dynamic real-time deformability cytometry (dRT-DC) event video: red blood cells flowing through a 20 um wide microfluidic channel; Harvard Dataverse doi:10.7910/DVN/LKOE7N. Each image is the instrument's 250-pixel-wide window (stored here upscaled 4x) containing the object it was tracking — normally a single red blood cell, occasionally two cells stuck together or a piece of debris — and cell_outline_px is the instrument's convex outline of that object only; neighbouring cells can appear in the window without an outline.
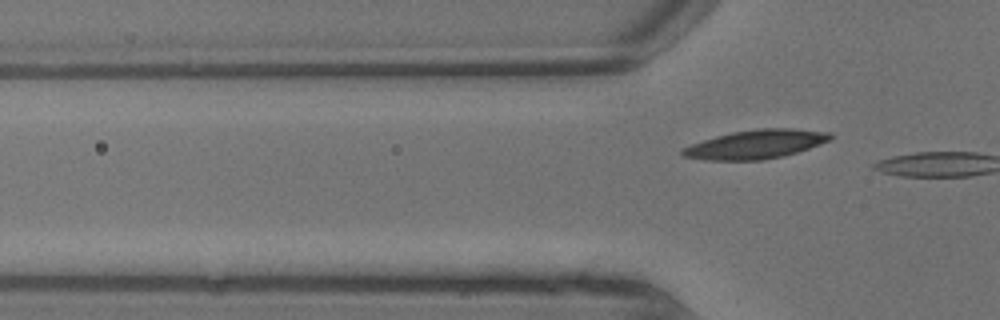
{"species": "common noctule bat (a hibernating species)", "species_latin": "Nyctalus noctula", "temperature_condition": "warm", "stored_images_in_passage": 4, "camera_frame_rate_fps": 3000, "um_per_image_px": 0.085, "animal": {"sex": "male", "body_mass_g": 13.3}, "frame": {"image": 1, "passage_image": 4, "time_ms": 1.0, "image_size_px": [1000, 320], "cell_outline_px": [[832, 140], [784, 156], [760, 160], [704, 160], [684, 156], [680, 152], [684, 148], [692, 144], [716, 136], [732, 132], [760, 128], [792, 128], [832, 132]], "centroid_in_image_um": [64.29, 12.26], "position_along_channel_um": 61.5, "area_um2": 24.74}}